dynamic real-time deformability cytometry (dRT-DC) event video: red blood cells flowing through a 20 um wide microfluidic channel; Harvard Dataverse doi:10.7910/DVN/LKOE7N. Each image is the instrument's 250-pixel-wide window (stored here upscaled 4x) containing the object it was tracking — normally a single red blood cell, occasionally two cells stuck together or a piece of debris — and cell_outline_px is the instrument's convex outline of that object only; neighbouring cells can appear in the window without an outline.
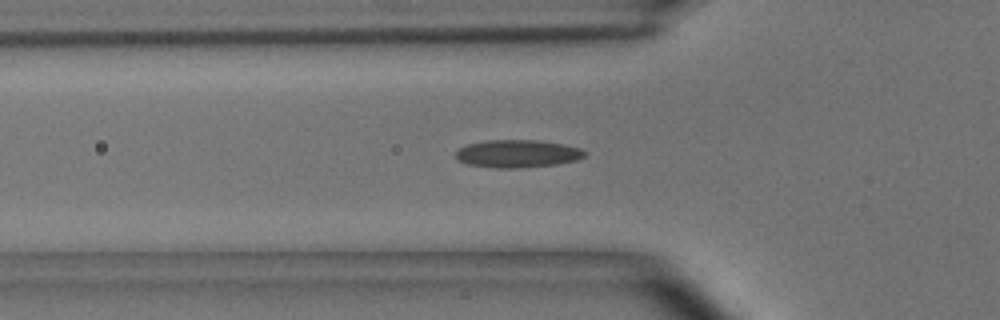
{"species": "common noctule bat (a hibernating species)", "species_latin": "Nyctalus noctula", "temperature_condition": "room temperature", "stored_images_in_passage": 38, "camera_frame_rate_fps": 3000, "um_per_image_px": 0.085, "animal": {"sex": "male", "body_mass_g": 15.6}, "frame": {"image": 1, "passage_image": 2, "time_ms": 0.333, "image_size_px": [1000, 320], "cell_outline_px": [[588, 152], [584, 156], [576, 160], [556, 164], [520, 168], [496, 168], [468, 164], [460, 160], [456, 156], [456, 148], [468, 144], [488, 140], [540, 140], [564, 144], [580, 148]], "centroid_in_image_um": [44.0, 13.05], "position_along_channel_um": 81.8, "area_um2": 20.87}}
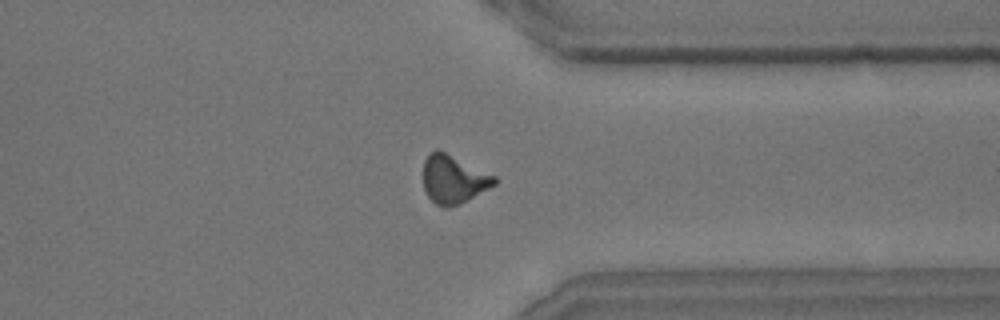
{"frame": {"image": 2, "passage_image": 26, "time_ms": 8.333, "image_size_px": [1000, 320], "cell_outline_px": [[496, 184], [468, 200], [448, 208], [444, 208], [436, 204], [428, 196], [424, 188], [424, 160], [428, 152], [436, 148], [496, 176]], "centroid_in_image_um": [38.53, 15.23], "position_along_channel_um": 372.9, "area_um2": 19.94}}
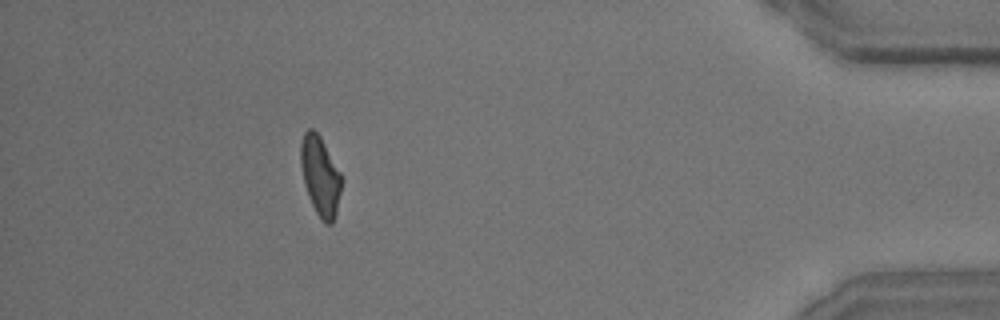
{"frame": {"image": 3, "passage_image": 33, "time_ms": 10.667, "image_size_px": [1000, 320], "cell_outline_px": [[340, 192], [336, 212], [332, 224], [324, 224], [316, 212], [312, 204], [304, 184], [300, 164], [300, 144], [304, 132], [308, 128], [312, 128], [320, 136], [340, 172]], "centroid_in_image_um": [27.19, 14.94], "position_along_channel_um": 408.0, "area_um2": 18.61}}